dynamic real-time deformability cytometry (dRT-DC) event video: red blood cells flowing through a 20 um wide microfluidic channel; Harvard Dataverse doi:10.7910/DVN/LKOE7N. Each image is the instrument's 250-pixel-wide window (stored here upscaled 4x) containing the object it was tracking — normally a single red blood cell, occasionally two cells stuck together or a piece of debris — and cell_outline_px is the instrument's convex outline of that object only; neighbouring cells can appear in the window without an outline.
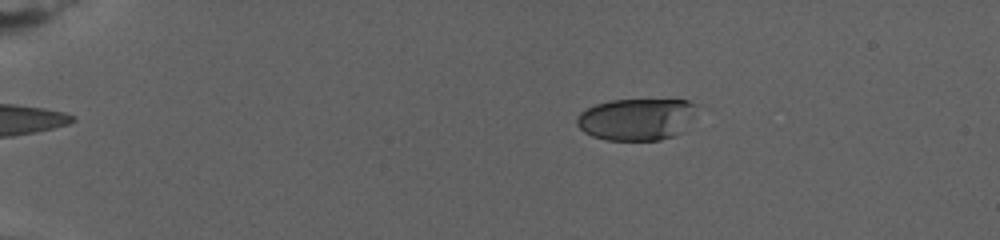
{"species": "human", "species_latin": "Homo sapiens", "temperature_condition": "warm", "stored_images_in_passage": 21, "camera_frame_rate_fps": 3000, "um_per_image_px": 0.085, "donor": {"sex": "female"}, "frame": {"image": 1, "passage_image": 6, "time_ms": 4.333, "image_size_px": [1000, 240], "cell_outline_px": [[696, 104], [684, 132], [676, 136], [660, 140], [608, 140], [592, 136], [584, 132], [576, 124], [576, 116], [580, 112], [596, 104], [612, 100], [688, 100]], "centroid_in_image_um": [54.08, 10.15], "position_along_channel_um": 30.9, "area_um2": 29.25}}
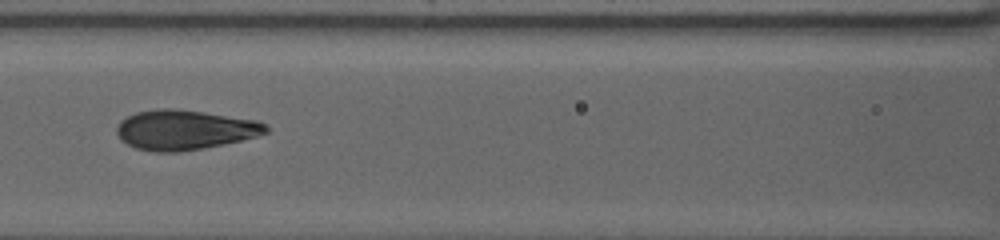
{"frame": {"image": 2, "passage_image": 15, "time_ms": 12.333, "image_size_px": [1000, 240], "cell_outline_px": [[268, 132], [256, 136], [224, 144], [204, 148], [180, 152], [156, 152], [136, 148], [120, 140], [116, 132], [116, 128], [120, 120], [136, 112], [156, 108], [172, 108], [204, 112], [256, 120], [264, 124], [268, 128]], "centroid_in_image_um": [15.65, 11.04], "position_along_channel_um": 150.9, "area_um2": 34.62}}
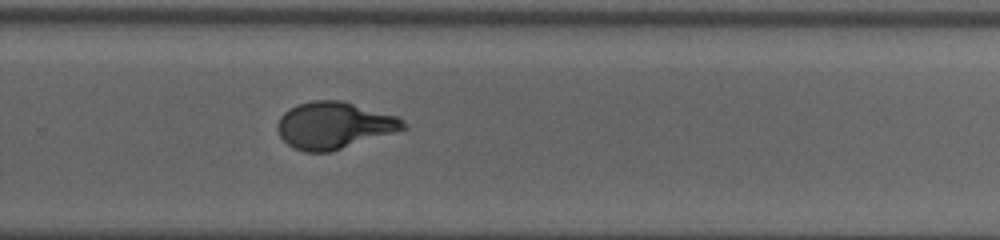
{"frame": {"image": 3, "passage_image": 21, "time_ms": 18.0, "image_size_px": [1000, 240], "cell_outline_px": [[408, 128], [332, 152], [304, 152], [292, 148], [280, 136], [276, 128], [276, 124], [280, 116], [288, 108], [296, 104], [312, 100], [344, 100], [396, 116], [404, 120], [408, 124]], "centroid_in_image_um": [28.39, 10.65], "position_along_channel_um": 301.4, "area_um2": 34.85}}